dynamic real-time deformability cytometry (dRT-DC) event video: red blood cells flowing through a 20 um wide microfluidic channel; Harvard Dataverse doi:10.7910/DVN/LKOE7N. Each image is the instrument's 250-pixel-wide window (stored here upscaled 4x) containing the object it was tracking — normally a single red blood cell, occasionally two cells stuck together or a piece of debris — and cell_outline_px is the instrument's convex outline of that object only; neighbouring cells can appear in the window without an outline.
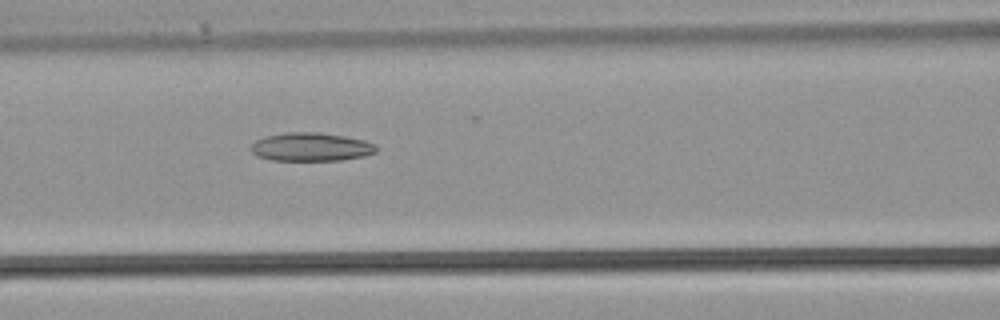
{"species": "common noctule bat (a hibernating species)", "species_latin": "Nyctalus noctula", "temperature_condition": "warm", "stored_images_in_passage": 32, "camera_frame_rate_fps": 3000, "um_per_image_px": 0.085, "animal": {"sex": "male", "body_mass_g": 21.5, "forearm_length_mm": 52.0}, "frame": {"image": 1, "passage_image": 13, "time_ms": 4.0, "image_size_px": [1000, 320], "cell_outline_px": [[376, 152], [364, 156], [340, 160], [272, 160], [256, 156], [252, 152], [252, 144], [256, 140], [264, 136], [284, 132], [320, 132], [344, 136], [364, 140], [376, 144]], "centroid_in_image_um": [26.43, 12.48], "position_along_channel_um": 140.2, "area_um2": 20.81}}
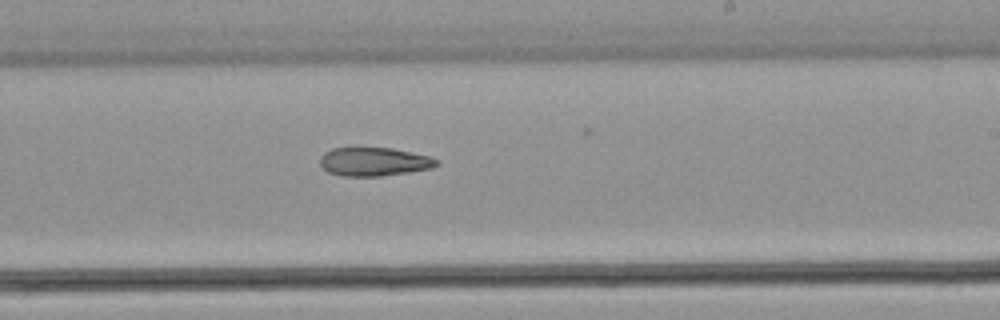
{"frame": {"image": 2, "passage_image": 19, "time_ms": 6.0, "image_size_px": [1000, 320], "cell_outline_px": [[440, 160], [432, 168], [384, 176], [340, 176], [328, 172], [320, 164], [320, 156], [324, 152], [332, 148], [352, 144], [392, 148], [432, 156]], "centroid_in_image_um": [31.74, 13.69], "position_along_channel_um": 257.3, "area_um2": 20.4}}
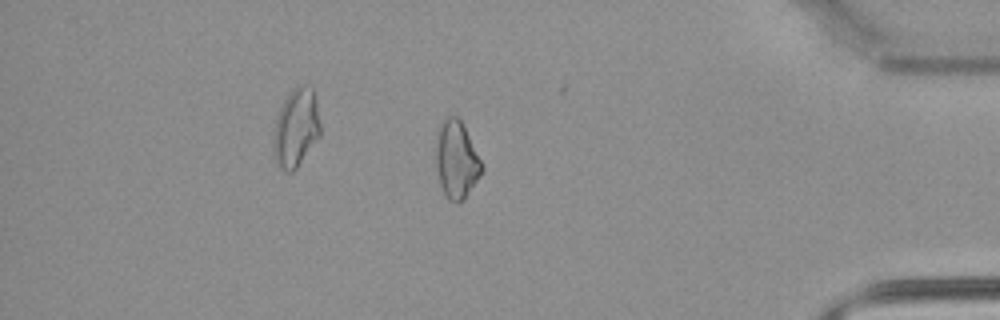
{"frame": {"image": 3, "passage_image": 28, "time_ms": 9.0, "image_size_px": [1000, 320], "cell_outline_px": [[484, 168], [480, 176], [464, 196], [456, 204], [448, 200], [444, 196], [440, 184], [436, 168], [436, 148], [440, 124], [448, 116], [456, 116], [460, 120]], "centroid_in_image_um": [38.77, 13.61], "position_along_channel_um": 396.4, "area_um2": 20.06}}